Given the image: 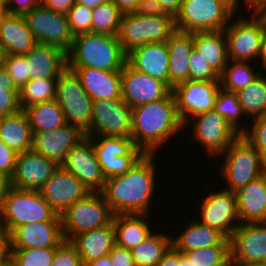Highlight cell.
I'll list each match as a JSON object with an SVG mask.
<instances>
[{"label": "cell", "instance_id": "cell-42", "mask_svg": "<svg viewBox=\"0 0 266 266\" xmlns=\"http://www.w3.org/2000/svg\"><path fill=\"white\" fill-rule=\"evenodd\" d=\"M184 254L195 266H231L230 245H215L186 251Z\"/></svg>", "mask_w": 266, "mask_h": 266}, {"label": "cell", "instance_id": "cell-23", "mask_svg": "<svg viewBox=\"0 0 266 266\" xmlns=\"http://www.w3.org/2000/svg\"><path fill=\"white\" fill-rule=\"evenodd\" d=\"M64 240L61 221L23 224L9 234L10 248L58 247Z\"/></svg>", "mask_w": 266, "mask_h": 266}, {"label": "cell", "instance_id": "cell-20", "mask_svg": "<svg viewBox=\"0 0 266 266\" xmlns=\"http://www.w3.org/2000/svg\"><path fill=\"white\" fill-rule=\"evenodd\" d=\"M59 166L51 159L32 149L17 154L15 170L11 176L13 188L40 190Z\"/></svg>", "mask_w": 266, "mask_h": 266}, {"label": "cell", "instance_id": "cell-29", "mask_svg": "<svg viewBox=\"0 0 266 266\" xmlns=\"http://www.w3.org/2000/svg\"><path fill=\"white\" fill-rule=\"evenodd\" d=\"M169 51V86L189 80V57L192 52L193 33L175 30L167 41Z\"/></svg>", "mask_w": 266, "mask_h": 266}, {"label": "cell", "instance_id": "cell-39", "mask_svg": "<svg viewBox=\"0 0 266 266\" xmlns=\"http://www.w3.org/2000/svg\"><path fill=\"white\" fill-rule=\"evenodd\" d=\"M58 78L33 79L19 89L22 110L33 104L55 100Z\"/></svg>", "mask_w": 266, "mask_h": 266}, {"label": "cell", "instance_id": "cell-44", "mask_svg": "<svg viewBox=\"0 0 266 266\" xmlns=\"http://www.w3.org/2000/svg\"><path fill=\"white\" fill-rule=\"evenodd\" d=\"M93 9L76 3L66 14L73 36L91 32Z\"/></svg>", "mask_w": 266, "mask_h": 266}, {"label": "cell", "instance_id": "cell-49", "mask_svg": "<svg viewBox=\"0 0 266 266\" xmlns=\"http://www.w3.org/2000/svg\"><path fill=\"white\" fill-rule=\"evenodd\" d=\"M18 94L19 91H7L5 88H0V119L22 110Z\"/></svg>", "mask_w": 266, "mask_h": 266}, {"label": "cell", "instance_id": "cell-51", "mask_svg": "<svg viewBox=\"0 0 266 266\" xmlns=\"http://www.w3.org/2000/svg\"><path fill=\"white\" fill-rule=\"evenodd\" d=\"M40 4L41 0H7L4 4V12L10 15L24 16Z\"/></svg>", "mask_w": 266, "mask_h": 266}, {"label": "cell", "instance_id": "cell-24", "mask_svg": "<svg viewBox=\"0 0 266 266\" xmlns=\"http://www.w3.org/2000/svg\"><path fill=\"white\" fill-rule=\"evenodd\" d=\"M126 62L137 71L169 85V51L167 42L149 43L127 53Z\"/></svg>", "mask_w": 266, "mask_h": 266}, {"label": "cell", "instance_id": "cell-57", "mask_svg": "<svg viewBox=\"0 0 266 266\" xmlns=\"http://www.w3.org/2000/svg\"><path fill=\"white\" fill-rule=\"evenodd\" d=\"M11 188V178L0 174V211L4 206L5 200Z\"/></svg>", "mask_w": 266, "mask_h": 266}, {"label": "cell", "instance_id": "cell-15", "mask_svg": "<svg viewBox=\"0 0 266 266\" xmlns=\"http://www.w3.org/2000/svg\"><path fill=\"white\" fill-rule=\"evenodd\" d=\"M201 200L199 222L217 229L226 238H230L239 226L235 192L220 189L210 191Z\"/></svg>", "mask_w": 266, "mask_h": 266}, {"label": "cell", "instance_id": "cell-70", "mask_svg": "<svg viewBox=\"0 0 266 266\" xmlns=\"http://www.w3.org/2000/svg\"><path fill=\"white\" fill-rule=\"evenodd\" d=\"M0 266H15V265L9 259L7 262H5L4 264H1Z\"/></svg>", "mask_w": 266, "mask_h": 266}, {"label": "cell", "instance_id": "cell-21", "mask_svg": "<svg viewBox=\"0 0 266 266\" xmlns=\"http://www.w3.org/2000/svg\"><path fill=\"white\" fill-rule=\"evenodd\" d=\"M32 134V150L51 159L59 167L66 162L70 150L86 137L78 127L67 123L51 131Z\"/></svg>", "mask_w": 266, "mask_h": 266}, {"label": "cell", "instance_id": "cell-34", "mask_svg": "<svg viewBox=\"0 0 266 266\" xmlns=\"http://www.w3.org/2000/svg\"><path fill=\"white\" fill-rule=\"evenodd\" d=\"M0 139L16 153L32 149L33 134L23 110L0 119Z\"/></svg>", "mask_w": 266, "mask_h": 266}, {"label": "cell", "instance_id": "cell-74", "mask_svg": "<svg viewBox=\"0 0 266 266\" xmlns=\"http://www.w3.org/2000/svg\"><path fill=\"white\" fill-rule=\"evenodd\" d=\"M7 0H0V3L5 4Z\"/></svg>", "mask_w": 266, "mask_h": 266}, {"label": "cell", "instance_id": "cell-59", "mask_svg": "<svg viewBox=\"0 0 266 266\" xmlns=\"http://www.w3.org/2000/svg\"><path fill=\"white\" fill-rule=\"evenodd\" d=\"M124 13L134 12L140 0H111Z\"/></svg>", "mask_w": 266, "mask_h": 266}, {"label": "cell", "instance_id": "cell-38", "mask_svg": "<svg viewBox=\"0 0 266 266\" xmlns=\"http://www.w3.org/2000/svg\"><path fill=\"white\" fill-rule=\"evenodd\" d=\"M249 63V61L228 60L220 75V87L236 93L250 85L260 75V71L253 70V66Z\"/></svg>", "mask_w": 266, "mask_h": 266}, {"label": "cell", "instance_id": "cell-22", "mask_svg": "<svg viewBox=\"0 0 266 266\" xmlns=\"http://www.w3.org/2000/svg\"><path fill=\"white\" fill-rule=\"evenodd\" d=\"M39 191L59 216L90 193L75 175L62 167L57 169Z\"/></svg>", "mask_w": 266, "mask_h": 266}, {"label": "cell", "instance_id": "cell-14", "mask_svg": "<svg viewBox=\"0 0 266 266\" xmlns=\"http://www.w3.org/2000/svg\"><path fill=\"white\" fill-rule=\"evenodd\" d=\"M132 108L122 99H97L92 104L90 131L86 136L131 137Z\"/></svg>", "mask_w": 266, "mask_h": 266}, {"label": "cell", "instance_id": "cell-63", "mask_svg": "<svg viewBox=\"0 0 266 266\" xmlns=\"http://www.w3.org/2000/svg\"><path fill=\"white\" fill-rule=\"evenodd\" d=\"M111 0H75L76 3L85 5L88 8L95 9L101 4L107 3Z\"/></svg>", "mask_w": 266, "mask_h": 266}, {"label": "cell", "instance_id": "cell-12", "mask_svg": "<svg viewBox=\"0 0 266 266\" xmlns=\"http://www.w3.org/2000/svg\"><path fill=\"white\" fill-rule=\"evenodd\" d=\"M23 17L37 43L58 47L66 54L69 52L74 36L65 14L40 4Z\"/></svg>", "mask_w": 266, "mask_h": 266}, {"label": "cell", "instance_id": "cell-65", "mask_svg": "<svg viewBox=\"0 0 266 266\" xmlns=\"http://www.w3.org/2000/svg\"><path fill=\"white\" fill-rule=\"evenodd\" d=\"M260 165L264 175H266V148H263L260 152Z\"/></svg>", "mask_w": 266, "mask_h": 266}, {"label": "cell", "instance_id": "cell-35", "mask_svg": "<svg viewBox=\"0 0 266 266\" xmlns=\"http://www.w3.org/2000/svg\"><path fill=\"white\" fill-rule=\"evenodd\" d=\"M23 111L29 119L32 133L51 131L66 124L64 113L55 100L33 104Z\"/></svg>", "mask_w": 266, "mask_h": 266}, {"label": "cell", "instance_id": "cell-54", "mask_svg": "<svg viewBox=\"0 0 266 266\" xmlns=\"http://www.w3.org/2000/svg\"><path fill=\"white\" fill-rule=\"evenodd\" d=\"M41 4L52 11L66 15L75 4V0H41Z\"/></svg>", "mask_w": 266, "mask_h": 266}, {"label": "cell", "instance_id": "cell-53", "mask_svg": "<svg viewBox=\"0 0 266 266\" xmlns=\"http://www.w3.org/2000/svg\"><path fill=\"white\" fill-rule=\"evenodd\" d=\"M134 12L145 16L172 15L157 0H140Z\"/></svg>", "mask_w": 266, "mask_h": 266}, {"label": "cell", "instance_id": "cell-67", "mask_svg": "<svg viewBox=\"0 0 266 266\" xmlns=\"http://www.w3.org/2000/svg\"><path fill=\"white\" fill-rule=\"evenodd\" d=\"M5 50L0 46V68L4 66Z\"/></svg>", "mask_w": 266, "mask_h": 266}, {"label": "cell", "instance_id": "cell-60", "mask_svg": "<svg viewBox=\"0 0 266 266\" xmlns=\"http://www.w3.org/2000/svg\"><path fill=\"white\" fill-rule=\"evenodd\" d=\"M162 7L164 8V10L169 13L172 14L173 16H175L182 5L183 0H157Z\"/></svg>", "mask_w": 266, "mask_h": 266}, {"label": "cell", "instance_id": "cell-30", "mask_svg": "<svg viewBox=\"0 0 266 266\" xmlns=\"http://www.w3.org/2000/svg\"><path fill=\"white\" fill-rule=\"evenodd\" d=\"M70 243L76 248L83 264L107 255L116 245L113 221L107 226L74 236Z\"/></svg>", "mask_w": 266, "mask_h": 266}, {"label": "cell", "instance_id": "cell-66", "mask_svg": "<svg viewBox=\"0 0 266 266\" xmlns=\"http://www.w3.org/2000/svg\"><path fill=\"white\" fill-rule=\"evenodd\" d=\"M180 266H195L184 253L180 252Z\"/></svg>", "mask_w": 266, "mask_h": 266}, {"label": "cell", "instance_id": "cell-43", "mask_svg": "<svg viewBox=\"0 0 266 266\" xmlns=\"http://www.w3.org/2000/svg\"><path fill=\"white\" fill-rule=\"evenodd\" d=\"M57 247L10 248V261L15 266H51Z\"/></svg>", "mask_w": 266, "mask_h": 266}, {"label": "cell", "instance_id": "cell-31", "mask_svg": "<svg viewBox=\"0 0 266 266\" xmlns=\"http://www.w3.org/2000/svg\"><path fill=\"white\" fill-rule=\"evenodd\" d=\"M181 231L178 236H172V246L181 253L215 245H230L229 239L217 229L202 224L195 218Z\"/></svg>", "mask_w": 266, "mask_h": 266}, {"label": "cell", "instance_id": "cell-46", "mask_svg": "<svg viewBox=\"0 0 266 266\" xmlns=\"http://www.w3.org/2000/svg\"><path fill=\"white\" fill-rule=\"evenodd\" d=\"M4 68L8 71L18 89L30 81L26 55H6Z\"/></svg>", "mask_w": 266, "mask_h": 266}, {"label": "cell", "instance_id": "cell-10", "mask_svg": "<svg viewBox=\"0 0 266 266\" xmlns=\"http://www.w3.org/2000/svg\"><path fill=\"white\" fill-rule=\"evenodd\" d=\"M55 101L67 124L78 127L85 134L90 131L93 100L74 71L66 68L58 77Z\"/></svg>", "mask_w": 266, "mask_h": 266}, {"label": "cell", "instance_id": "cell-56", "mask_svg": "<svg viewBox=\"0 0 266 266\" xmlns=\"http://www.w3.org/2000/svg\"><path fill=\"white\" fill-rule=\"evenodd\" d=\"M156 266H180V251L171 246Z\"/></svg>", "mask_w": 266, "mask_h": 266}, {"label": "cell", "instance_id": "cell-73", "mask_svg": "<svg viewBox=\"0 0 266 266\" xmlns=\"http://www.w3.org/2000/svg\"><path fill=\"white\" fill-rule=\"evenodd\" d=\"M261 9L266 13V3L261 7Z\"/></svg>", "mask_w": 266, "mask_h": 266}, {"label": "cell", "instance_id": "cell-7", "mask_svg": "<svg viewBox=\"0 0 266 266\" xmlns=\"http://www.w3.org/2000/svg\"><path fill=\"white\" fill-rule=\"evenodd\" d=\"M111 211L101 192H90L81 200L68 207L61 214L64 239L109 225L113 220Z\"/></svg>", "mask_w": 266, "mask_h": 266}, {"label": "cell", "instance_id": "cell-2", "mask_svg": "<svg viewBox=\"0 0 266 266\" xmlns=\"http://www.w3.org/2000/svg\"><path fill=\"white\" fill-rule=\"evenodd\" d=\"M182 127L173 92L164 99L132 108L131 138L145 154H156Z\"/></svg>", "mask_w": 266, "mask_h": 266}, {"label": "cell", "instance_id": "cell-8", "mask_svg": "<svg viewBox=\"0 0 266 266\" xmlns=\"http://www.w3.org/2000/svg\"><path fill=\"white\" fill-rule=\"evenodd\" d=\"M234 14L221 0H183L174 16L175 29L189 33L224 30Z\"/></svg>", "mask_w": 266, "mask_h": 266}, {"label": "cell", "instance_id": "cell-47", "mask_svg": "<svg viewBox=\"0 0 266 266\" xmlns=\"http://www.w3.org/2000/svg\"><path fill=\"white\" fill-rule=\"evenodd\" d=\"M51 266H84L76 248L64 240L56 249Z\"/></svg>", "mask_w": 266, "mask_h": 266}, {"label": "cell", "instance_id": "cell-19", "mask_svg": "<svg viewBox=\"0 0 266 266\" xmlns=\"http://www.w3.org/2000/svg\"><path fill=\"white\" fill-rule=\"evenodd\" d=\"M62 168L75 175L90 192H101L106 178L93 148L92 138L85 137L68 153Z\"/></svg>", "mask_w": 266, "mask_h": 266}, {"label": "cell", "instance_id": "cell-36", "mask_svg": "<svg viewBox=\"0 0 266 266\" xmlns=\"http://www.w3.org/2000/svg\"><path fill=\"white\" fill-rule=\"evenodd\" d=\"M172 246V236L152 232L142 243L131 249L136 266H156Z\"/></svg>", "mask_w": 266, "mask_h": 266}, {"label": "cell", "instance_id": "cell-25", "mask_svg": "<svg viewBox=\"0 0 266 266\" xmlns=\"http://www.w3.org/2000/svg\"><path fill=\"white\" fill-rule=\"evenodd\" d=\"M240 224L266 222V176L260 175L235 192Z\"/></svg>", "mask_w": 266, "mask_h": 266}, {"label": "cell", "instance_id": "cell-62", "mask_svg": "<svg viewBox=\"0 0 266 266\" xmlns=\"http://www.w3.org/2000/svg\"><path fill=\"white\" fill-rule=\"evenodd\" d=\"M257 60L261 61V67L258 69L260 71V73H262L261 72L262 67H263V69H265V72H266V30L264 33L260 53H259Z\"/></svg>", "mask_w": 266, "mask_h": 266}, {"label": "cell", "instance_id": "cell-71", "mask_svg": "<svg viewBox=\"0 0 266 266\" xmlns=\"http://www.w3.org/2000/svg\"><path fill=\"white\" fill-rule=\"evenodd\" d=\"M4 14V4L0 3V17Z\"/></svg>", "mask_w": 266, "mask_h": 266}, {"label": "cell", "instance_id": "cell-16", "mask_svg": "<svg viewBox=\"0 0 266 266\" xmlns=\"http://www.w3.org/2000/svg\"><path fill=\"white\" fill-rule=\"evenodd\" d=\"M220 81L188 80L173 88L177 112L185 125L197 114L214 109Z\"/></svg>", "mask_w": 266, "mask_h": 266}, {"label": "cell", "instance_id": "cell-1", "mask_svg": "<svg viewBox=\"0 0 266 266\" xmlns=\"http://www.w3.org/2000/svg\"><path fill=\"white\" fill-rule=\"evenodd\" d=\"M157 154H144L125 174L109 178L101 193L114 214H149L155 195Z\"/></svg>", "mask_w": 266, "mask_h": 266}, {"label": "cell", "instance_id": "cell-4", "mask_svg": "<svg viewBox=\"0 0 266 266\" xmlns=\"http://www.w3.org/2000/svg\"><path fill=\"white\" fill-rule=\"evenodd\" d=\"M45 221H61V217L38 190L11 188L0 211V226L10 234L16 227Z\"/></svg>", "mask_w": 266, "mask_h": 266}, {"label": "cell", "instance_id": "cell-68", "mask_svg": "<svg viewBox=\"0 0 266 266\" xmlns=\"http://www.w3.org/2000/svg\"><path fill=\"white\" fill-rule=\"evenodd\" d=\"M231 266H266V263L231 264Z\"/></svg>", "mask_w": 266, "mask_h": 266}, {"label": "cell", "instance_id": "cell-48", "mask_svg": "<svg viewBox=\"0 0 266 266\" xmlns=\"http://www.w3.org/2000/svg\"><path fill=\"white\" fill-rule=\"evenodd\" d=\"M252 127L247 129L242 136L258 151L266 148V115L254 118ZM251 130V131H250Z\"/></svg>", "mask_w": 266, "mask_h": 266}, {"label": "cell", "instance_id": "cell-52", "mask_svg": "<svg viewBox=\"0 0 266 266\" xmlns=\"http://www.w3.org/2000/svg\"><path fill=\"white\" fill-rule=\"evenodd\" d=\"M112 266H136L131 250L115 245L108 253Z\"/></svg>", "mask_w": 266, "mask_h": 266}, {"label": "cell", "instance_id": "cell-33", "mask_svg": "<svg viewBox=\"0 0 266 266\" xmlns=\"http://www.w3.org/2000/svg\"><path fill=\"white\" fill-rule=\"evenodd\" d=\"M194 49L220 76L227 65V41L223 30L193 32Z\"/></svg>", "mask_w": 266, "mask_h": 266}, {"label": "cell", "instance_id": "cell-13", "mask_svg": "<svg viewBox=\"0 0 266 266\" xmlns=\"http://www.w3.org/2000/svg\"><path fill=\"white\" fill-rule=\"evenodd\" d=\"M193 120V121H192ZM193 125L194 140L203 145L209 157L221 156L230 144L240 135L226 121V118L214 109L197 114L189 119L187 124ZM192 123V124H190Z\"/></svg>", "mask_w": 266, "mask_h": 266}, {"label": "cell", "instance_id": "cell-37", "mask_svg": "<svg viewBox=\"0 0 266 266\" xmlns=\"http://www.w3.org/2000/svg\"><path fill=\"white\" fill-rule=\"evenodd\" d=\"M266 74H260L250 85L237 93L245 115L258 118L266 115Z\"/></svg>", "mask_w": 266, "mask_h": 266}, {"label": "cell", "instance_id": "cell-26", "mask_svg": "<svg viewBox=\"0 0 266 266\" xmlns=\"http://www.w3.org/2000/svg\"><path fill=\"white\" fill-rule=\"evenodd\" d=\"M30 80L58 78L67 68V56L58 47L37 43L27 54Z\"/></svg>", "mask_w": 266, "mask_h": 266}, {"label": "cell", "instance_id": "cell-69", "mask_svg": "<svg viewBox=\"0 0 266 266\" xmlns=\"http://www.w3.org/2000/svg\"><path fill=\"white\" fill-rule=\"evenodd\" d=\"M253 8H259V0H246Z\"/></svg>", "mask_w": 266, "mask_h": 266}, {"label": "cell", "instance_id": "cell-72", "mask_svg": "<svg viewBox=\"0 0 266 266\" xmlns=\"http://www.w3.org/2000/svg\"><path fill=\"white\" fill-rule=\"evenodd\" d=\"M266 3V0H259V8H261Z\"/></svg>", "mask_w": 266, "mask_h": 266}, {"label": "cell", "instance_id": "cell-3", "mask_svg": "<svg viewBox=\"0 0 266 266\" xmlns=\"http://www.w3.org/2000/svg\"><path fill=\"white\" fill-rule=\"evenodd\" d=\"M66 56L67 68L89 67L110 72H121L127 60L118 36L94 32L74 36Z\"/></svg>", "mask_w": 266, "mask_h": 266}, {"label": "cell", "instance_id": "cell-45", "mask_svg": "<svg viewBox=\"0 0 266 266\" xmlns=\"http://www.w3.org/2000/svg\"><path fill=\"white\" fill-rule=\"evenodd\" d=\"M189 80L220 81V76L209 66L194 48L189 57Z\"/></svg>", "mask_w": 266, "mask_h": 266}, {"label": "cell", "instance_id": "cell-50", "mask_svg": "<svg viewBox=\"0 0 266 266\" xmlns=\"http://www.w3.org/2000/svg\"><path fill=\"white\" fill-rule=\"evenodd\" d=\"M17 154L0 139V174L11 178L15 170Z\"/></svg>", "mask_w": 266, "mask_h": 266}, {"label": "cell", "instance_id": "cell-27", "mask_svg": "<svg viewBox=\"0 0 266 266\" xmlns=\"http://www.w3.org/2000/svg\"><path fill=\"white\" fill-rule=\"evenodd\" d=\"M79 77L92 100L122 98L121 72L95 68H68Z\"/></svg>", "mask_w": 266, "mask_h": 266}, {"label": "cell", "instance_id": "cell-55", "mask_svg": "<svg viewBox=\"0 0 266 266\" xmlns=\"http://www.w3.org/2000/svg\"><path fill=\"white\" fill-rule=\"evenodd\" d=\"M10 242L9 234L0 226V265L9 260Z\"/></svg>", "mask_w": 266, "mask_h": 266}, {"label": "cell", "instance_id": "cell-58", "mask_svg": "<svg viewBox=\"0 0 266 266\" xmlns=\"http://www.w3.org/2000/svg\"><path fill=\"white\" fill-rule=\"evenodd\" d=\"M0 88H5L7 91H19L4 66L0 68Z\"/></svg>", "mask_w": 266, "mask_h": 266}, {"label": "cell", "instance_id": "cell-40", "mask_svg": "<svg viewBox=\"0 0 266 266\" xmlns=\"http://www.w3.org/2000/svg\"><path fill=\"white\" fill-rule=\"evenodd\" d=\"M122 14L112 1L101 4L93 9L91 32L117 36Z\"/></svg>", "mask_w": 266, "mask_h": 266}, {"label": "cell", "instance_id": "cell-61", "mask_svg": "<svg viewBox=\"0 0 266 266\" xmlns=\"http://www.w3.org/2000/svg\"><path fill=\"white\" fill-rule=\"evenodd\" d=\"M84 266H112V263L109 254H107L85 263Z\"/></svg>", "mask_w": 266, "mask_h": 266}, {"label": "cell", "instance_id": "cell-9", "mask_svg": "<svg viewBox=\"0 0 266 266\" xmlns=\"http://www.w3.org/2000/svg\"><path fill=\"white\" fill-rule=\"evenodd\" d=\"M225 156L219 169L226 186L224 190L236 192L262 175L259 152L239 135L221 154Z\"/></svg>", "mask_w": 266, "mask_h": 266}, {"label": "cell", "instance_id": "cell-5", "mask_svg": "<svg viewBox=\"0 0 266 266\" xmlns=\"http://www.w3.org/2000/svg\"><path fill=\"white\" fill-rule=\"evenodd\" d=\"M251 16L233 19L224 28L227 41V57L233 61H256L266 30V13L261 8H252Z\"/></svg>", "mask_w": 266, "mask_h": 266}, {"label": "cell", "instance_id": "cell-17", "mask_svg": "<svg viewBox=\"0 0 266 266\" xmlns=\"http://www.w3.org/2000/svg\"><path fill=\"white\" fill-rule=\"evenodd\" d=\"M122 99L131 107H138L168 97L173 89L166 83L137 71L127 62L121 71Z\"/></svg>", "mask_w": 266, "mask_h": 266}, {"label": "cell", "instance_id": "cell-32", "mask_svg": "<svg viewBox=\"0 0 266 266\" xmlns=\"http://www.w3.org/2000/svg\"><path fill=\"white\" fill-rule=\"evenodd\" d=\"M149 214H114L116 245L133 249L142 243L152 232Z\"/></svg>", "mask_w": 266, "mask_h": 266}, {"label": "cell", "instance_id": "cell-64", "mask_svg": "<svg viewBox=\"0 0 266 266\" xmlns=\"http://www.w3.org/2000/svg\"><path fill=\"white\" fill-rule=\"evenodd\" d=\"M223 1L225 4H227L235 13L237 10H239V3L241 0H221ZM245 2V4L247 5L246 8H248L247 10L251 11V9L253 8L246 0H242V2Z\"/></svg>", "mask_w": 266, "mask_h": 266}, {"label": "cell", "instance_id": "cell-41", "mask_svg": "<svg viewBox=\"0 0 266 266\" xmlns=\"http://www.w3.org/2000/svg\"><path fill=\"white\" fill-rule=\"evenodd\" d=\"M214 110L225 117L226 121L240 135H242L248 129V127H245V125L241 127V124L238 122L239 119L242 121L241 117H246V115L239 103L237 93L226 91L220 87L218 90V96L215 102Z\"/></svg>", "mask_w": 266, "mask_h": 266}, {"label": "cell", "instance_id": "cell-11", "mask_svg": "<svg viewBox=\"0 0 266 266\" xmlns=\"http://www.w3.org/2000/svg\"><path fill=\"white\" fill-rule=\"evenodd\" d=\"M87 137L92 138L96 157L106 179L125 174L145 154L131 137Z\"/></svg>", "mask_w": 266, "mask_h": 266}, {"label": "cell", "instance_id": "cell-18", "mask_svg": "<svg viewBox=\"0 0 266 266\" xmlns=\"http://www.w3.org/2000/svg\"><path fill=\"white\" fill-rule=\"evenodd\" d=\"M229 241L231 264L266 263V222L239 224Z\"/></svg>", "mask_w": 266, "mask_h": 266}, {"label": "cell", "instance_id": "cell-28", "mask_svg": "<svg viewBox=\"0 0 266 266\" xmlns=\"http://www.w3.org/2000/svg\"><path fill=\"white\" fill-rule=\"evenodd\" d=\"M37 44L23 16L0 17V46L6 55H26Z\"/></svg>", "mask_w": 266, "mask_h": 266}, {"label": "cell", "instance_id": "cell-6", "mask_svg": "<svg viewBox=\"0 0 266 266\" xmlns=\"http://www.w3.org/2000/svg\"><path fill=\"white\" fill-rule=\"evenodd\" d=\"M175 30L173 15L145 16L131 12L122 14L117 36L127 54L145 44L167 42Z\"/></svg>", "mask_w": 266, "mask_h": 266}]
</instances>
